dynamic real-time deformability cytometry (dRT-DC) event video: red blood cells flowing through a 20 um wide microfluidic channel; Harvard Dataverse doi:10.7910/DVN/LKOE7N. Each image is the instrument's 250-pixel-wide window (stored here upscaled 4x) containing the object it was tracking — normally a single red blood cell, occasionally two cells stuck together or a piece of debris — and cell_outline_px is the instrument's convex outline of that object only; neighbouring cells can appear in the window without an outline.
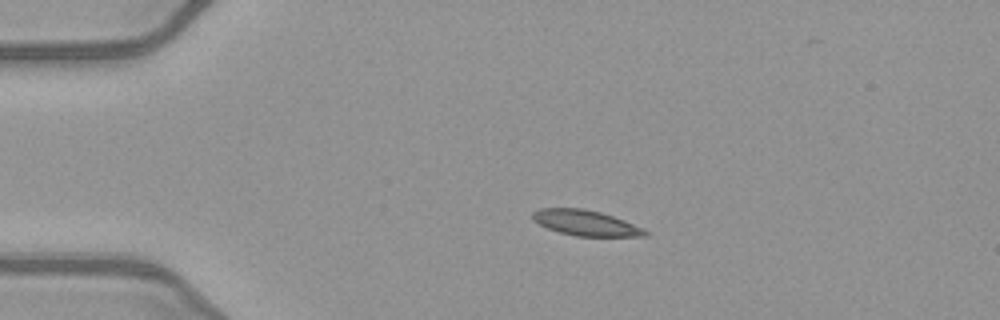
{"species": "common noctule bat (a hibernating species)", "species_latin": "Nyctalus noctula", "temperature_condition": "warm", "stored_images_in_passage": 41, "camera_frame_rate_fps": 3000, "um_per_image_px": 0.085, "animal": {"sex": "female", "body_mass_g": 21.9}, "frame": {"image": 1, "passage_image": 1, "time_ms": 0.0, "image_size_px": [1000, 320], "cell_outline_px": [[648, 236], [576, 236], [560, 232], [548, 228], [532, 220], [532, 212], [540, 208], [584, 208], [600, 212], [624, 220], [648, 232]], "centroid_in_image_um": [49.74, 18.94], "position_along_channel_um": 35.3, "area_um2": 16.47}}
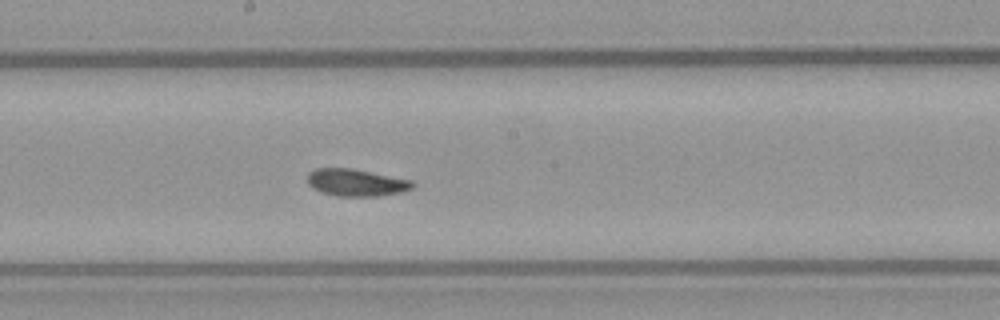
{"frame": {"image": 2, "passage_image": 18, "time_ms": 5.667, "image_size_px": [1000, 320], "cell_outline_px": [[416, 184], [412, 188], [400, 192], [380, 196], [336, 196], [320, 192], [312, 188], [308, 184], [308, 172], [316, 168], [352, 168], [412, 180]], "centroid_in_image_um": [30.26, 15.52], "position_along_channel_um": 217.9, "area_um2": 16.76}}
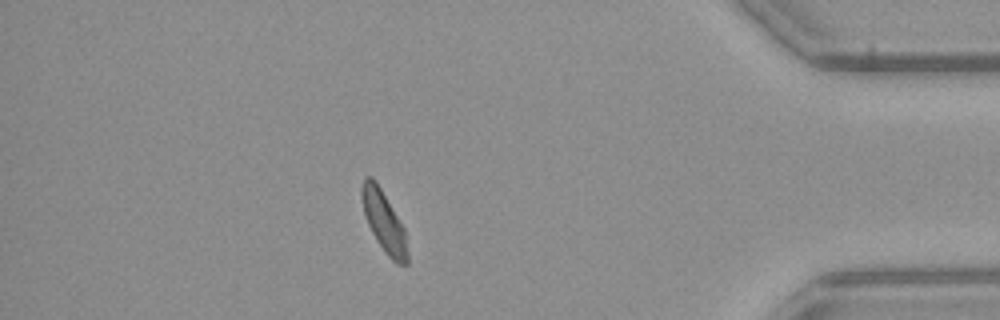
{"frame": {"image": 3, "passage_image": 35, "time_ms": 11.333, "image_size_px": [1000, 320], "cell_outline_px": [[408, 264], [396, 264], [388, 256], [376, 240], [368, 224], [364, 212], [360, 192], [360, 188], [364, 176], [372, 176], [376, 180], [404, 228], [408, 252]], "centroid_in_image_um": [32.62, 18.81], "position_along_channel_um": 402.6, "area_um2": 16.18}, "authors_computed_cell_mechanics": {"area_um2": 16.473, "velocity_mm_per_s": 4.0119, "shape_relaxation_time_tau1_ms": 10.0897, "shape_relaxation_time_tau2_ms": null, "deformation_change_tau1": 0.176, "deformation_change_tau2": null}}